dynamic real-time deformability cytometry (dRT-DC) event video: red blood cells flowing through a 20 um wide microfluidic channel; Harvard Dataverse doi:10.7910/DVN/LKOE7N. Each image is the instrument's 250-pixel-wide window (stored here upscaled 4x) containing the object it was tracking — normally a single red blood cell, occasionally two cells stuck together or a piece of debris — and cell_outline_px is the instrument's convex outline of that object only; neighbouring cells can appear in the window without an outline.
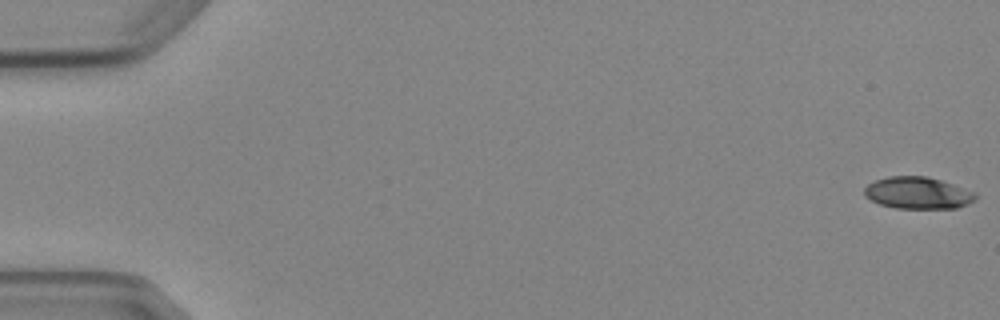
{"species": "Egyptian fruit bat (a non-hibernating species)", "species_latin": "Rousettus aegyptiacus", "temperature_condition": "cold", "stored_images_in_passage": 8, "camera_frame_rate_fps": 3000, "um_per_image_px": 0.085, "animal": {"sex": "female"}, "frame": {"image": 1, "passage_image": 1, "time_ms": 0.0, "image_size_px": [1000, 320], "cell_outline_px": [[976, 200], [968, 204], [956, 208], [896, 208], [880, 204], [864, 196], [864, 188], [868, 184], [876, 180], [888, 176], [928, 176], [976, 192]], "centroid_in_image_um": [78.02, 16.4], "position_along_channel_um": 7.0, "area_um2": 20.63}}
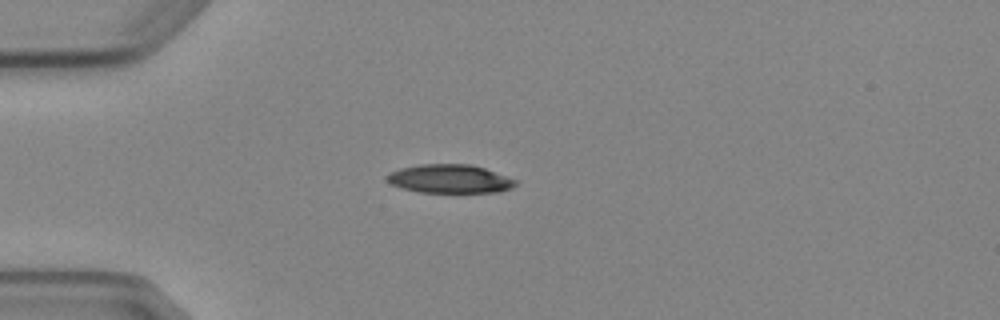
{"frame": {"image": 2, "passage_image": 5, "time_ms": 4.667, "image_size_px": [1000, 320], "cell_outline_px": [[516, 184], [512, 188], [500, 192], [420, 192], [400, 188], [392, 184], [384, 176], [400, 168], [420, 164], [468, 164], [484, 168], [516, 180]], "centroid_in_image_um": [38.22, 15.2], "position_along_channel_um": 46.8, "area_um2": 21.27}}
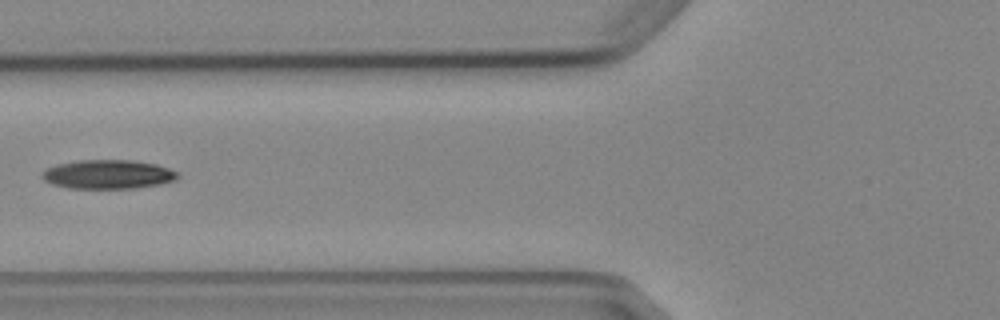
{"frame": {"image": 3, "passage_image": 7, "time_ms": 7.0, "image_size_px": [1000, 320], "cell_outline_px": [[180, 176], [176, 180], [160, 184], [136, 188], [68, 188], [52, 184], [44, 180], [40, 176], [40, 172], [56, 164], [80, 160], [128, 160], [156, 164], [180, 172]], "centroid_in_image_um": [9.18, 14.82], "position_along_channel_um": 116.6, "area_um2": 23.06}}